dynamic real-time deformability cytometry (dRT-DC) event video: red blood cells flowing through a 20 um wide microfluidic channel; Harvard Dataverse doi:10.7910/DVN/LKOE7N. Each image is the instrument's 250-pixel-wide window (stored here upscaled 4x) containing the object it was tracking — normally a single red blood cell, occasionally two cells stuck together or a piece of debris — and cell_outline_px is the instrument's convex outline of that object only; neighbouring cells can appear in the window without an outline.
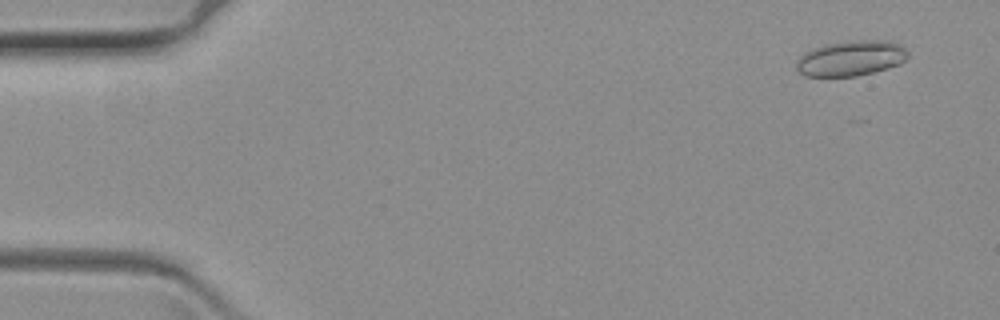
{"species": "common noctule bat (a hibernating species)", "species_latin": "Nyctalus noctula", "temperature_condition": "warm", "stored_images_in_passage": 49, "camera_frame_rate_fps": 3000, "um_per_image_px": 0.085, "animal": {"sex": "female", "body_mass_g": 19.3, "forearm_length_mm": 54.1}, "frame": {"image": 1, "passage_image": 4, "time_ms": 1.0, "image_size_px": [1000, 320], "cell_outline_px": [[908, 56], [900, 64], [872, 72], [856, 76], [804, 76], [796, 68], [796, 60], [804, 52], [812, 48], [824, 44], [852, 40], [888, 40], [904, 48], [908, 52]], "centroid_in_image_um": [72.29, 4.94], "position_along_channel_um": 12.7, "area_um2": 22.95}}
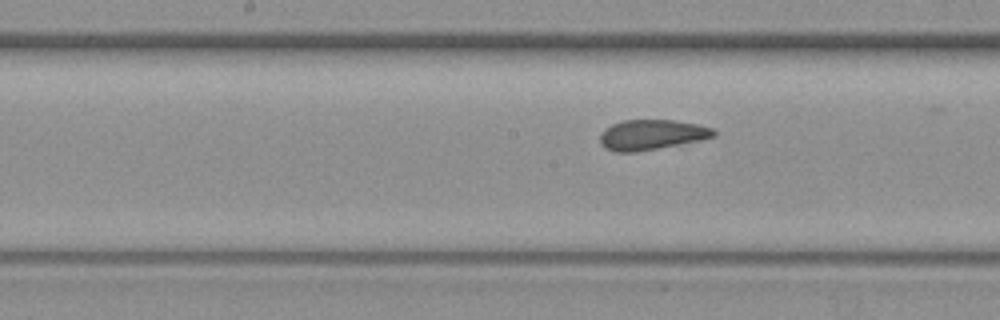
{"frame": {"image": 2, "passage_image": 32, "time_ms": 10.333, "image_size_px": [1000, 320], "cell_outline_px": [[716, 136], [700, 140], [656, 148], [632, 152], [616, 152], [604, 148], [600, 144], [600, 132], [604, 128], [612, 124], [624, 120], [672, 120], [696, 124], [712, 128], [716, 132]], "centroid_in_image_um": [55.34, 11.45], "position_along_channel_um": 192.9, "area_um2": 19.83}}
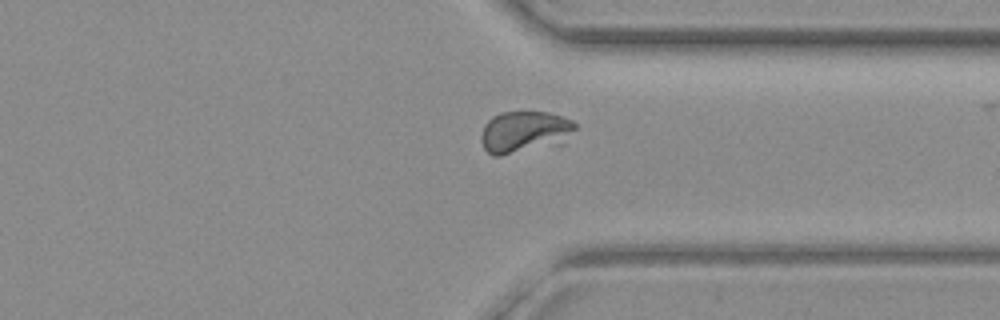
{"frame": {"image": 3, "passage_image": 48, "time_ms": 15.667, "image_size_px": [1000, 320], "cell_outline_px": [[576, 128], [564, 144], [500, 156], [492, 156], [484, 148], [480, 140], [480, 136], [484, 124], [492, 116], [500, 112], [548, 112], [572, 120], [576, 124]], "centroid_in_image_um": [44.59, 11.23], "position_along_channel_um": 366.8, "area_um2": 23.35}}